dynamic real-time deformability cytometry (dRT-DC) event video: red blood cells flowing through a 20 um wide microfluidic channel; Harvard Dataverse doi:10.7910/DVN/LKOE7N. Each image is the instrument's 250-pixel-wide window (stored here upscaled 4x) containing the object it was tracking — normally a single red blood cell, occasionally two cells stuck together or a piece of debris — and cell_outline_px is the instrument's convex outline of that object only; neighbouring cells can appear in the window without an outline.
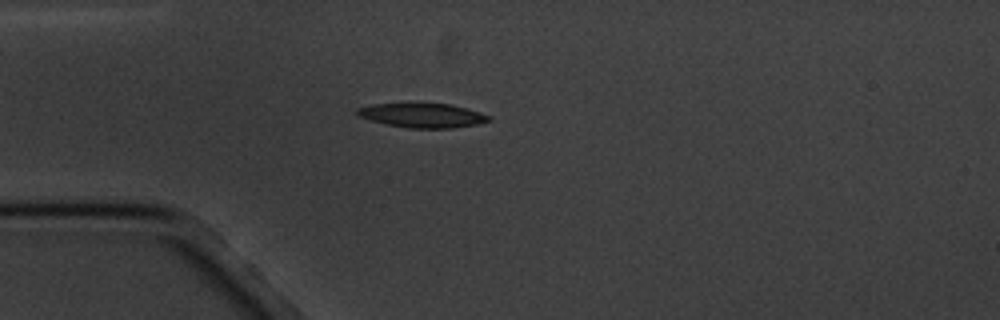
{"species": "common noctule bat (a hibernating species)", "species_latin": "Nyctalus noctula", "temperature_condition": "cold", "stored_images_in_passage": 11, "camera_frame_rate_fps": 3000, "um_per_image_px": 0.085, "animal": {"sex": "male", "body_mass_g": 20.1, "forearm_length_mm": 53.5}, "frame": {"image": 1, "passage_image": 3, "time_ms": 2.333, "image_size_px": [1000, 320], "cell_outline_px": [[492, 120], [476, 124], [452, 128], [408, 128], [388, 124], [356, 116], [356, 108], [372, 104], [452, 104], [468, 108], [492, 116]], "centroid_in_image_um": [35.94, 9.81], "position_along_channel_um": 49.1, "area_um2": 18.55}}
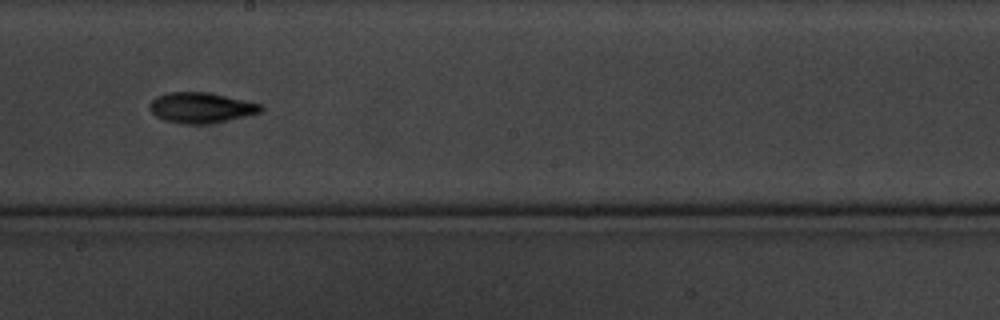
{"frame": {"image": 2, "passage_image": 8, "time_ms": 8.0, "image_size_px": [1000, 320], "cell_outline_px": [[264, 108], [260, 112], [244, 116], [204, 124], [184, 124], [164, 120], [156, 116], [148, 108], [148, 104], [156, 96], [168, 92], [208, 92], [264, 104]], "centroid_in_image_um": [17.07, 9.14], "position_along_channel_um": 231.1, "area_um2": 19.71}}
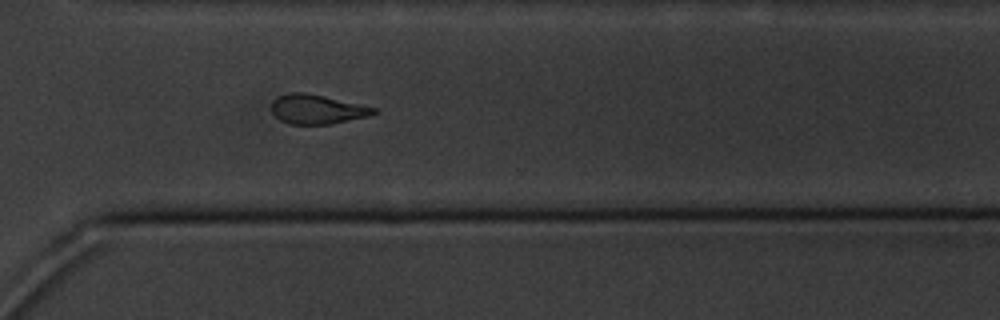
{"frame": {"image": 3, "passage_image": 11, "time_ms": 11.333, "image_size_px": [1000, 320], "cell_outline_px": [[376, 112], [368, 116], [332, 124], [288, 124], [280, 120], [272, 112], [272, 100], [276, 96], [292, 92], [304, 92], [324, 96], [376, 108]], "centroid_in_image_um": [26.9, 9.29], "position_along_channel_um": 343.7, "area_um2": 17.4}}